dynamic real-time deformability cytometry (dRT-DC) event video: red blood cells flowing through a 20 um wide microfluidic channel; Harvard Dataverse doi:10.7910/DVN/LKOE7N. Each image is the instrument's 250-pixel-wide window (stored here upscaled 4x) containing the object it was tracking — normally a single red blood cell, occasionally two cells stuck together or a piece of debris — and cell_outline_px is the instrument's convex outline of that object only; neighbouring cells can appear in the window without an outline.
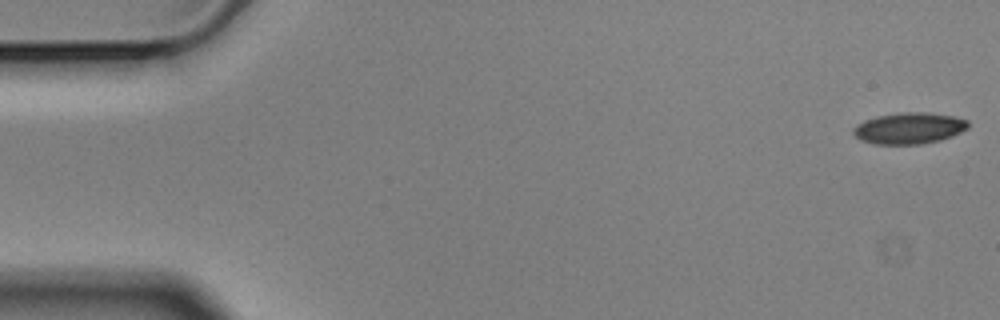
{"species": "Egyptian fruit bat (a non-hibernating species)", "species_latin": "Rousettus aegyptiacus", "temperature_condition": "cold", "stored_images_in_passage": 50, "camera_frame_rate_fps": 3000, "um_per_image_px": 0.085, "animal": {"sex": "male"}, "frame": {"image": 1, "passage_image": 1, "time_ms": 0.0, "image_size_px": [1000, 320], "cell_outline_px": [[968, 128], [952, 136], [940, 140], [920, 144], [872, 144], [860, 140], [852, 132], [852, 128], [856, 124], [864, 120], [876, 116], [900, 112], [928, 112], [952, 116], [968, 120]], "centroid_in_image_um": [77.24, 10.89], "position_along_channel_um": 7.8, "area_um2": 21.1}}
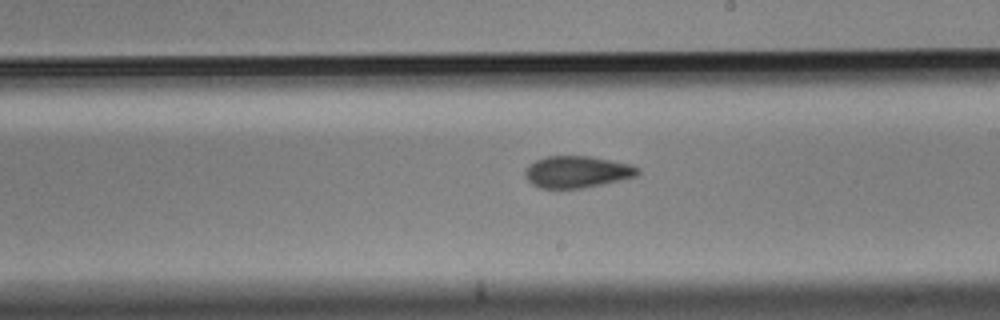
{"frame": {"image": 2, "passage_image": 32, "time_ms": 10.333, "image_size_px": [1000, 320], "cell_outline_px": [[640, 172], [636, 176], [620, 180], [584, 188], [540, 188], [532, 184], [524, 176], [524, 172], [528, 164], [536, 160], [548, 156], [592, 156], [632, 164], [640, 168]], "centroid_in_image_um": [49.06, 14.6], "position_along_channel_um": 239.9, "area_um2": 21.04}}
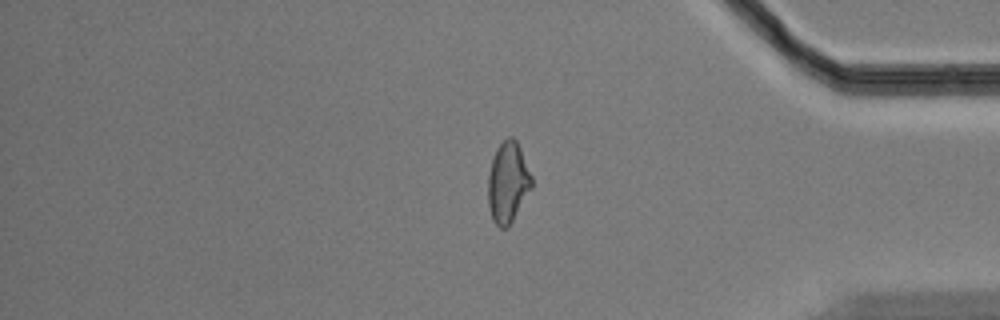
{"frame": {"image": 3, "passage_image": 47, "time_ms": 15.333, "image_size_px": [1000, 320], "cell_outline_px": [[532, 188], [508, 228], [500, 228], [492, 220], [488, 204], [488, 176], [492, 160], [496, 148], [508, 136], [512, 136], [516, 140], [520, 148], [532, 176]], "centroid_in_image_um": [43.17, 15.52], "position_along_channel_um": 392.0, "area_um2": 20.58}}